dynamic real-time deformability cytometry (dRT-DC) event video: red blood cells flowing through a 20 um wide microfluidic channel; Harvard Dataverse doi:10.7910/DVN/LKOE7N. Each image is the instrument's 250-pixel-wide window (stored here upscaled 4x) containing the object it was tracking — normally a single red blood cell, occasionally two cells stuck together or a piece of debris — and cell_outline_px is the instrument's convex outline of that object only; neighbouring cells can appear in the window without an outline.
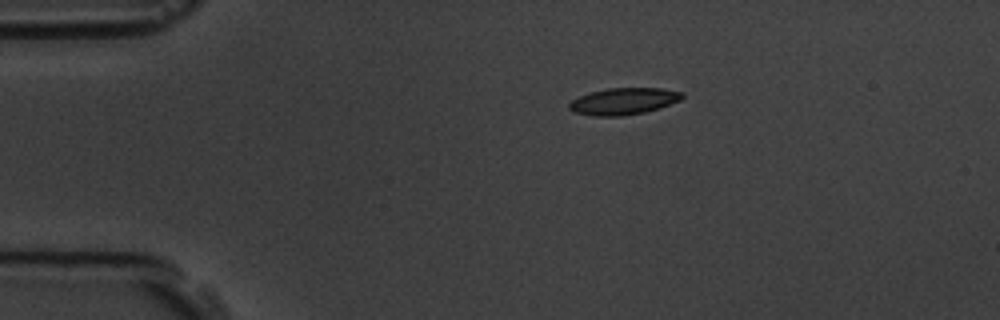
{"species": "common noctule bat (a hibernating species)", "species_latin": "Nyctalus noctula", "temperature_condition": "room temperature", "stored_images_in_passage": 9, "camera_frame_rate_fps": 3000, "um_per_image_px": 0.085, "animal": {"sex": "male", "body_mass_g": 19.5, "forearm_length_mm": 54.6}, "frame": {"image": 1, "passage_image": 1, "time_ms": 0.0, "image_size_px": [1000, 320], "cell_outline_px": [[684, 96], [680, 100], [660, 108], [644, 112], [624, 116], [592, 116], [572, 112], [568, 108], [568, 104], [572, 100], [580, 96], [592, 92], [608, 88], [660, 88], [684, 92]], "centroid_in_image_um": [53.0, 8.61], "position_along_channel_um": 32.0, "area_um2": 17.69}}
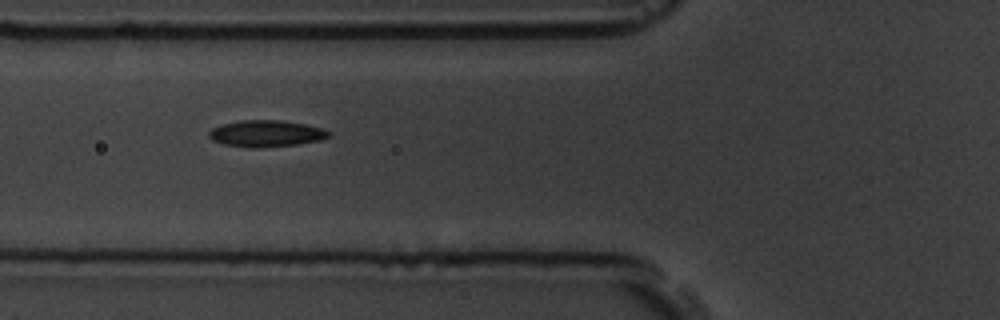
{"frame": {"image": 2, "passage_image": 4, "time_ms": 3.333, "image_size_px": [1000, 320], "cell_outline_px": [[332, 136], [324, 140], [296, 144], [256, 148], [252, 148], [224, 144], [212, 140], [208, 136], [208, 132], [212, 128], [220, 124], [240, 120], [280, 120], [304, 124], [324, 128], [332, 132]], "centroid_in_image_um": [22.66, 11.34], "position_along_channel_um": 103.1, "area_um2": 18.79}}
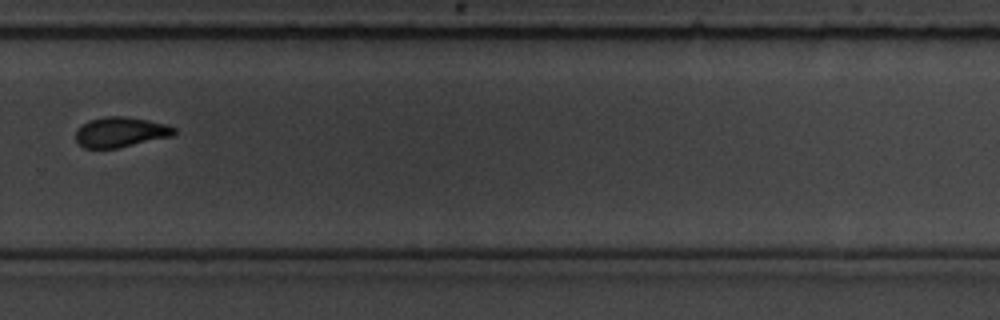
{"frame": {"image": 3, "passage_image": 9, "time_ms": 9.333, "image_size_px": [1000, 320], "cell_outline_px": [[176, 132], [172, 136], [116, 148], [84, 148], [76, 140], [76, 132], [88, 120], [104, 116], [124, 116], [148, 120], [168, 124], [176, 128]], "centroid_in_image_um": [10.27, 11.22], "position_along_channel_um": 319.5, "area_um2": 17.17}}